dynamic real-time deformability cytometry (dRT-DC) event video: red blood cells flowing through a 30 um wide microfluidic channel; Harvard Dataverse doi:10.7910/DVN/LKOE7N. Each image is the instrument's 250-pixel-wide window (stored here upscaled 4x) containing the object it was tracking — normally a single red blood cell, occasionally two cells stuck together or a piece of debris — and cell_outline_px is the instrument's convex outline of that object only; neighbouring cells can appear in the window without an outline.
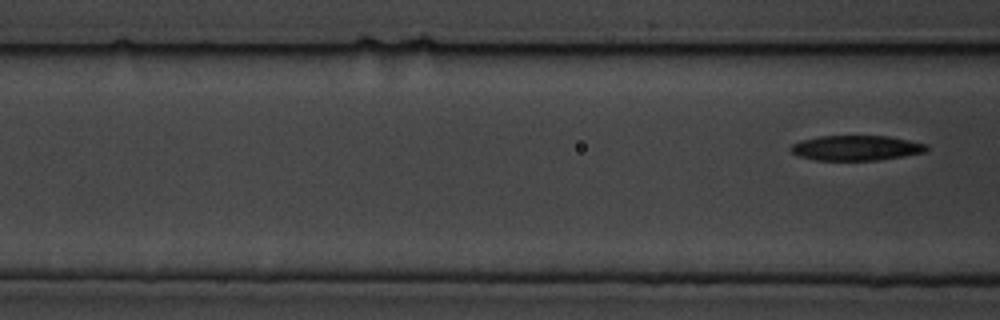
{"species": "common noctule bat (a hibernating species)", "species_latin": "Nyctalus noctula", "temperature_condition": "cold", "stored_images_in_passage": 5, "segment_of_instrument_passage": [2, 2], "camera_frame_rate_fps": 3000, "um_per_image_px": 0.085, "animal": {"sex": "male", "body_mass_g": 19.5, "forearm_length_mm": 54.6}, "frame": {"image": 1, "passage_image": 5, "time_ms": 5.333, "image_size_px": [1000, 320], "cell_outline_px": [[928, 148], [924, 152], [876, 160], [816, 160], [800, 156], [792, 152], [788, 148], [792, 144], [800, 140], [820, 136], [888, 136], [928, 144]], "centroid_in_image_um": [72.74, 12.56], "position_along_channel_um": 93.9, "area_um2": 19.65}}